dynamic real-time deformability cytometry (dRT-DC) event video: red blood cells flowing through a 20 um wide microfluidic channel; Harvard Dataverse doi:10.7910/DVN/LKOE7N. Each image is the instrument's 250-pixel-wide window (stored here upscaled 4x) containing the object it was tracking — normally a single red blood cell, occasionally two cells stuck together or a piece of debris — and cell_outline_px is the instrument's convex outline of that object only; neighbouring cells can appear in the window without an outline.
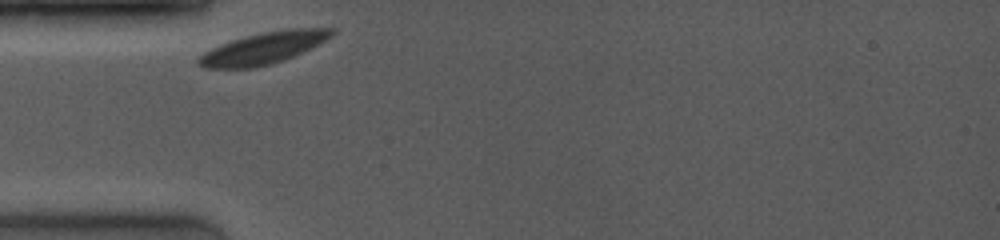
{"species": "common noctule bat (a hibernating species)", "species_latin": "Nyctalus noctula", "temperature_condition": "room temperature", "stored_images_in_passage": 5, "camera_frame_rate_fps": 4000, "um_per_image_px": 0.085, "animal": {"sex": "female", "body_mass_g": 19.0, "forearm_length_mm": 53.3}, "frame": {"image": 1, "passage_image": 1, "time_ms": 0.0, "image_size_px": [1000, 240], "cell_outline_px": [[336, 32], [332, 36], [312, 48], [284, 60], [252, 68], [204, 68], [196, 64], [196, 60], [204, 52], [220, 44], [244, 36], [264, 32], [288, 28], [332, 28]], "centroid_in_image_um": [22.39, 4.08], "position_along_channel_um": 62.6, "area_um2": 24.57}}